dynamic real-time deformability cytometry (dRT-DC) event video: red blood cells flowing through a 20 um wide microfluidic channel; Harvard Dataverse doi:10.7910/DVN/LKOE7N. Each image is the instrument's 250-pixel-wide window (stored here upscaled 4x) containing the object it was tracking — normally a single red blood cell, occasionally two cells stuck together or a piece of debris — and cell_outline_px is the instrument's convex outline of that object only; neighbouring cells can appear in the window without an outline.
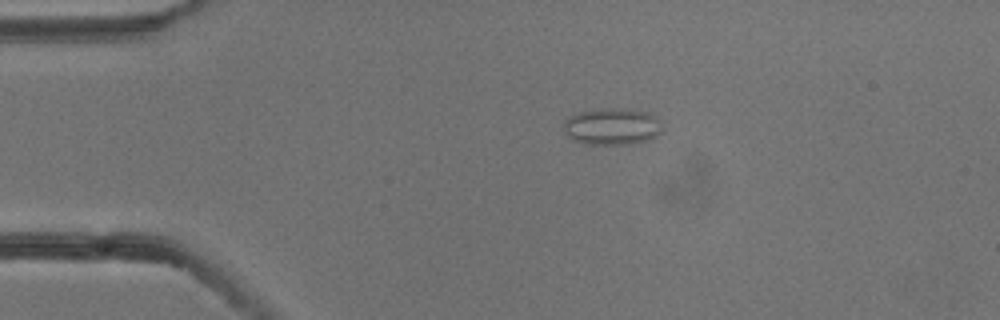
{"species": "common noctule bat (a hibernating species)", "species_latin": "Nyctalus noctula", "temperature_condition": "cold", "stored_images_in_passage": 7, "camera_frame_rate_fps": 3000, "um_per_image_px": 0.085, "animal": {"sex": "male", "body_mass_g": 13.3}, "frame": {"image": 1, "passage_image": 3, "time_ms": 0.667, "image_size_px": [1000, 320], "cell_outline_px": [[660, 132], [656, 136], [644, 140], [628, 144], [588, 144], [572, 140], [564, 132], [564, 120], [568, 116], [580, 112], [644, 112], [652, 116], [656, 120], [660, 128]], "centroid_in_image_um": [51.92, 10.84], "position_along_channel_um": 33.1, "area_um2": 19.48}}